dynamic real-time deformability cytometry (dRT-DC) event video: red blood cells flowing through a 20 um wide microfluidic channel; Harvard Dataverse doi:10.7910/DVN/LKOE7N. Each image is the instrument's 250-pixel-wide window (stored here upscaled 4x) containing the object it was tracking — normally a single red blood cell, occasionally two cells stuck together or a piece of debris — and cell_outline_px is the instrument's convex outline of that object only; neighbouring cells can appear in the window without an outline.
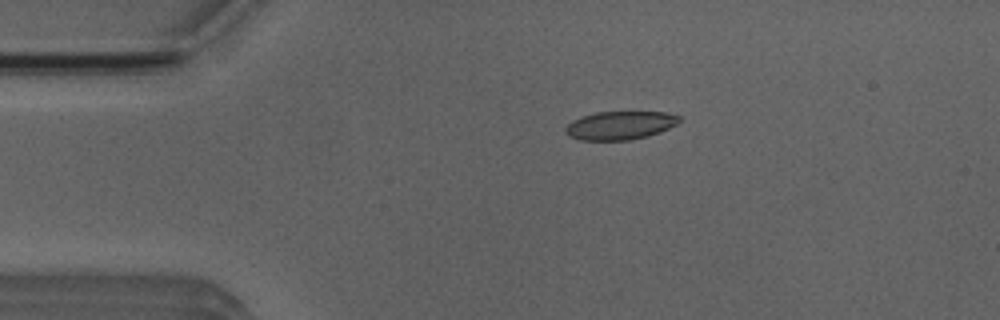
{"species": "Egyptian fruit bat (a non-hibernating species)", "species_latin": "Rousettus aegyptiacus", "temperature_condition": "room temperature", "stored_images_in_passage": 3, "camera_frame_rate_fps": 3000, "um_per_image_px": 0.085, "animal": {"sex": "male"}, "frame": {"image": 1, "passage_image": 2, "time_ms": 1.0, "image_size_px": [1000, 320], "cell_outline_px": [[680, 120], [676, 124], [660, 132], [648, 136], [632, 140], [580, 140], [568, 136], [564, 132], [564, 128], [572, 120], [580, 116], [596, 112], [664, 112], [680, 116]], "centroid_in_image_um": [52.66, 10.66], "position_along_channel_um": 32.3, "area_um2": 18.96}}